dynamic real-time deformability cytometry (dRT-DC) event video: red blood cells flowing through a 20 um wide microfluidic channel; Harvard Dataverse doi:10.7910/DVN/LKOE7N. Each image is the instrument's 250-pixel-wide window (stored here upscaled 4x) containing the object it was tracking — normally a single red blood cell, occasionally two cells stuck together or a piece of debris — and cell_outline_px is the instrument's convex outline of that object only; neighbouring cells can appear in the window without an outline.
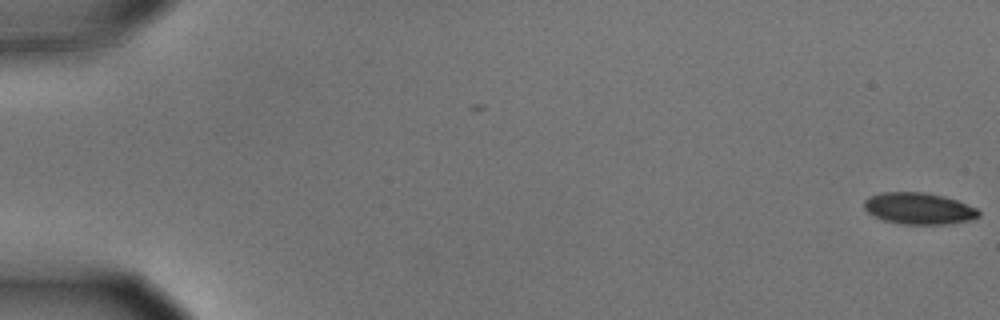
{"species": "common noctule bat (a hibernating species)", "species_latin": "Nyctalus noctula", "temperature_condition": "cold", "stored_images_in_passage": 9, "camera_frame_rate_fps": 3000, "um_per_image_px": 0.085, "animal": {"sex": "male", "body_mass_g": 15.6}, "frame": {"image": 1, "passage_image": 1, "time_ms": 0.0, "image_size_px": [1000, 320], "cell_outline_px": [[980, 216], [968, 220], [944, 224], [904, 224], [884, 220], [868, 212], [864, 208], [864, 200], [868, 196], [880, 192], [924, 192], [944, 196], [956, 200], [976, 208], [980, 212]], "centroid_in_image_um": [78.07, 17.7], "position_along_channel_um": 6.9, "area_um2": 20.92}}
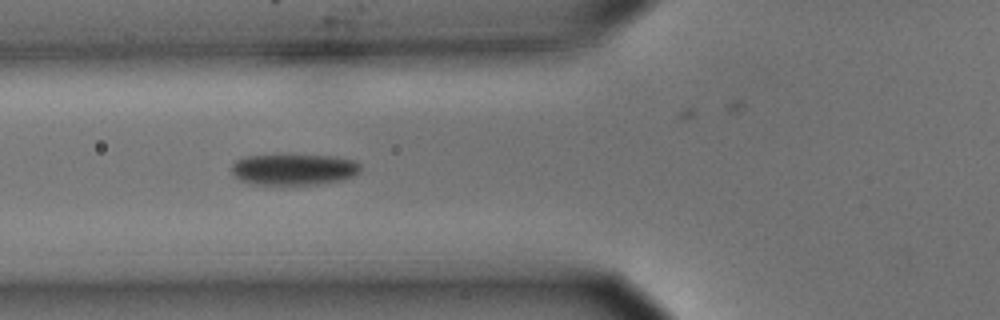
{"frame": {"image": 2, "passage_image": 7, "time_ms": 2.0, "image_size_px": [1000, 320], "cell_outline_px": [[360, 172], [344, 180], [316, 184], [280, 188], [252, 184], [240, 180], [232, 172], [232, 164], [236, 160], [248, 156], [336, 156], [356, 160], [360, 164]], "centroid_in_image_um": [24.98, 14.46], "position_along_channel_um": 100.8, "area_um2": 24.04}}
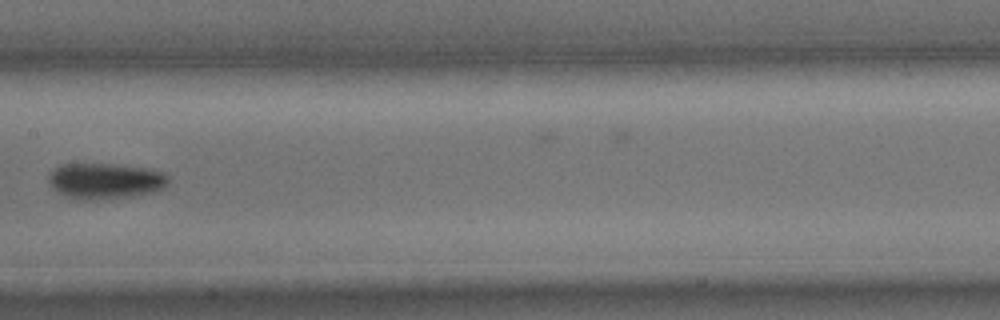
{"frame": {"image": 3, "passage_image": 9, "time_ms": 2.667, "image_size_px": [1000, 320], "cell_outline_px": [[168, 184], [164, 188], [152, 192], [132, 196], [92, 200], [84, 200], [68, 196], [52, 188], [48, 180], [48, 176], [60, 164], [116, 164], [148, 168], [164, 172], [168, 176]], "centroid_in_image_um": [8.98, 15.37], "position_along_channel_um": 198.4, "area_um2": 24.91}}